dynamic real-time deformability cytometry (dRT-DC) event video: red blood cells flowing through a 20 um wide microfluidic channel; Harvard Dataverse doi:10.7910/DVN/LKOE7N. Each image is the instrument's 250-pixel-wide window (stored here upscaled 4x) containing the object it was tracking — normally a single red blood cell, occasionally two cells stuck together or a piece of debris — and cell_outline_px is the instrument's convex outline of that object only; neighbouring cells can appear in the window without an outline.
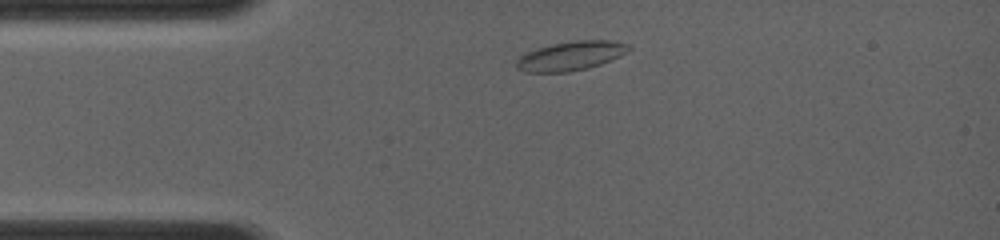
{"species": "common noctule bat (a hibernating species)", "species_latin": "Nyctalus noctula", "temperature_condition": "room temperature", "stored_images_in_passage": 7, "camera_frame_rate_fps": 4000, "um_per_image_px": 0.085, "animal": {"sex": "female", "body_mass_g": 19.0, "forearm_length_mm": 56.7}, "frame": {"image": 1, "passage_image": 1, "time_ms": 0.0, "image_size_px": [1000, 240], "cell_outline_px": [[632, 48], [628, 52], [620, 56], [600, 64], [588, 68], [568, 72], [524, 72], [516, 68], [516, 60], [520, 56], [536, 48], [552, 44], [572, 40], [608, 40], [628, 44]], "centroid_in_image_um": [48.51, 4.75], "position_along_channel_um": 36.5, "area_um2": 19.13}}
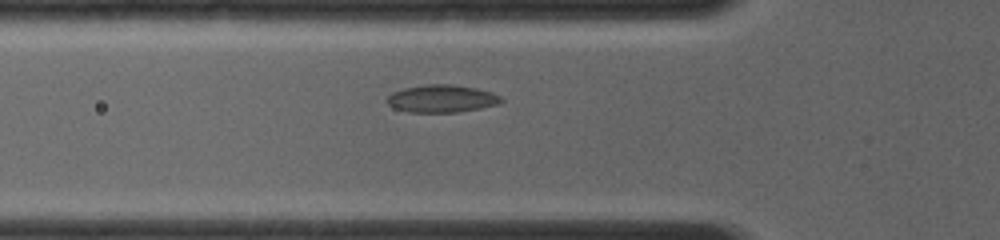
{"frame": {"image": 2, "passage_image": 6, "time_ms": 1.75, "image_size_px": [1000, 240], "cell_outline_px": [[504, 100], [500, 104], [480, 108], [456, 112], [408, 112], [392, 108], [384, 100], [392, 92], [404, 88], [424, 84], [452, 84], [476, 88], [492, 92], [500, 96]], "centroid_in_image_um": [37.52, 8.38], "position_along_channel_um": 88.3, "area_um2": 18.55}}